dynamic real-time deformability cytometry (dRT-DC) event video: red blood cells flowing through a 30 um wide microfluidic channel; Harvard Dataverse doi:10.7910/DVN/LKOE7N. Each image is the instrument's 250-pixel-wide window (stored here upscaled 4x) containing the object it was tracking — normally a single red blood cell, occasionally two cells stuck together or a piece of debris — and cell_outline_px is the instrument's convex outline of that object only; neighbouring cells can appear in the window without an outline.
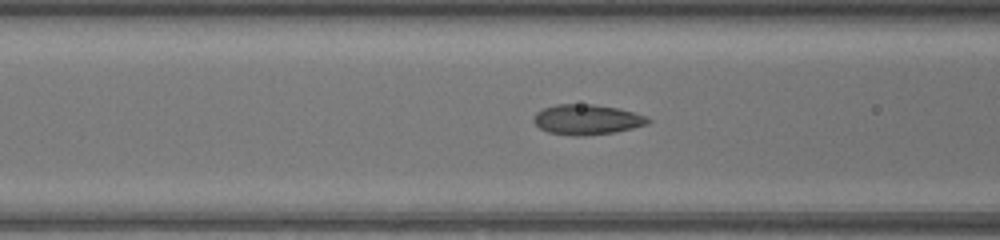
{"species": "common noctule bat (a hibernating species)", "species_latin": "Nyctalus noctula", "temperature_condition": "warm", "stored_images_in_passage": 27, "camera_frame_rate_fps": 3000, "um_per_image_px": 0.085, "animal": {"sex": "female", "body_mass_g": 17.0, "forearm_length_mm": 48.0}, "frame": {"image": 1, "passage_image": 8, "time_ms": 2.333, "image_size_px": [1000, 240], "cell_outline_px": [[652, 120], [648, 124], [616, 132], [580, 136], [572, 136], [548, 132], [540, 128], [532, 120], [532, 116], [536, 112], [544, 108], [556, 104], [592, 104], [616, 108], [648, 116]], "centroid_in_image_um": [49.88, 10.16], "position_along_channel_um": 116.7, "area_um2": 20.17}}
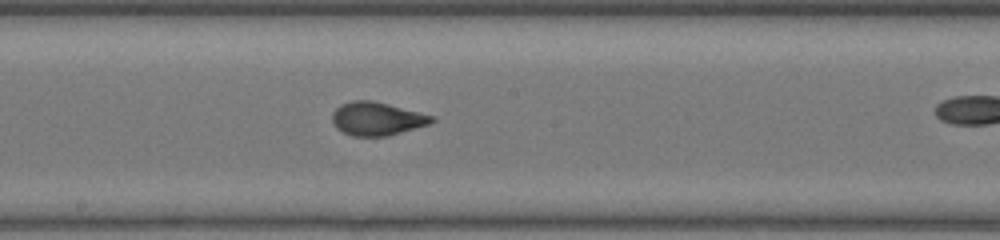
{"frame": {"image": 2, "passage_image": 15, "time_ms": 4.667, "image_size_px": [1000, 240], "cell_outline_px": [[436, 120], [428, 124], [388, 136], [352, 136], [336, 128], [332, 120], [332, 112], [340, 104], [352, 100], [372, 100], [436, 116]], "centroid_in_image_um": [32.03, 10.08], "position_along_channel_um": 216.2, "area_um2": 19.36}}
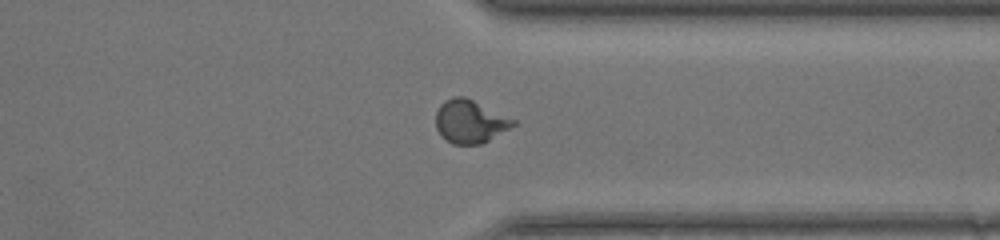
{"frame": {"image": 3, "passage_image": 26, "time_ms": 8.333, "image_size_px": [1000, 240], "cell_outline_px": [[516, 124], [488, 140], [480, 144], [452, 144], [440, 136], [436, 128], [436, 112], [440, 104], [444, 100], [456, 96], [464, 96], [516, 120]], "centroid_in_image_um": [39.91, 10.32], "position_along_channel_um": 371.5, "area_um2": 19.31}}